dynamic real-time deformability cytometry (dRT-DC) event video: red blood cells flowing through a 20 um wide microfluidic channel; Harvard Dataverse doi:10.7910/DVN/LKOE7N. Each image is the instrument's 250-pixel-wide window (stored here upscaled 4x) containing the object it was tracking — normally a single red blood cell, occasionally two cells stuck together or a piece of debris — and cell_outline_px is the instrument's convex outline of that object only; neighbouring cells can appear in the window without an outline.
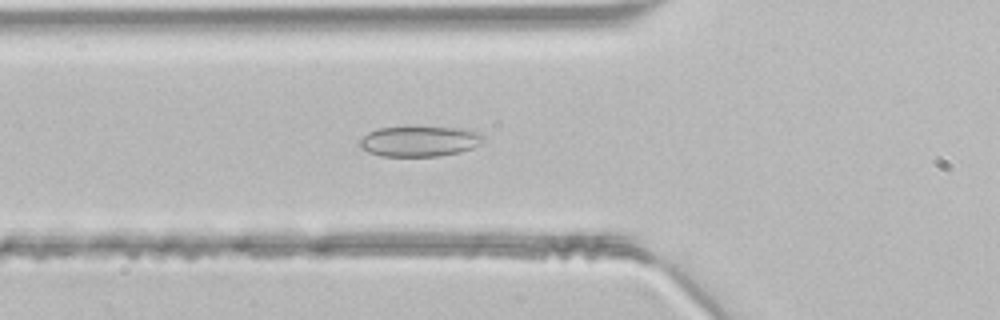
{"species": "common noctule bat (a hibernating species)", "species_latin": "Nyctalus noctula", "temperature_condition": "room temperature", "stored_images_in_passage": 34, "camera_frame_rate_fps": 3000, "um_per_image_px": 0.085, "animal": {"sex": "male", "body_mass_g": 21.5, "forearm_length_mm": 52.0}, "frame": {"image": 1, "passage_image": 7, "time_ms": 2.0, "image_size_px": [1000, 320], "cell_outline_px": [[484, 140], [480, 144], [472, 148], [460, 152], [440, 156], [380, 156], [368, 152], [360, 148], [356, 144], [368, 132], [380, 128], [456, 128], [480, 132], [484, 136]], "centroid_in_image_um": [35.64, 12.03], "position_along_channel_um": 90.2, "area_um2": 21.73}}
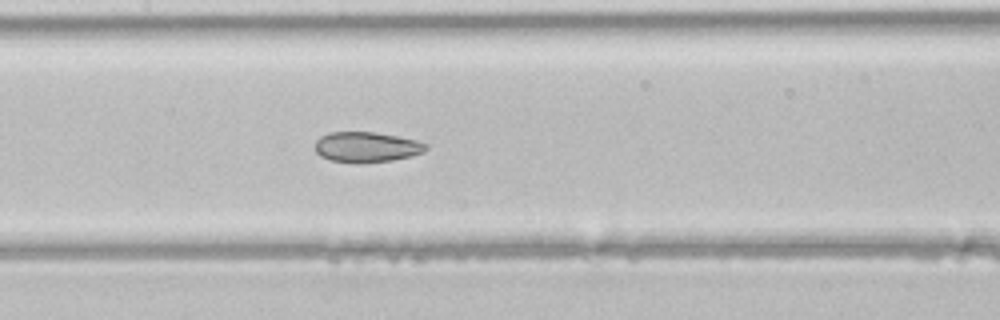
{"frame": {"image": 2, "passage_image": 13, "time_ms": 4.0, "image_size_px": [1000, 320], "cell_outline_px": [[428, 148], [424, 152], [412, 156], [392, 160], [364, 164], [356, 164], [332, 160], [320, 156], [316, 152], [316, 140], [320, 136], [328, 132], [372, 132], [396, 136], [416, 140], [428, 144]], "centroid_in_image_um": [31.16, 12.51], "position_along_channel_um": 176.2, "area_um2": 19.83}}
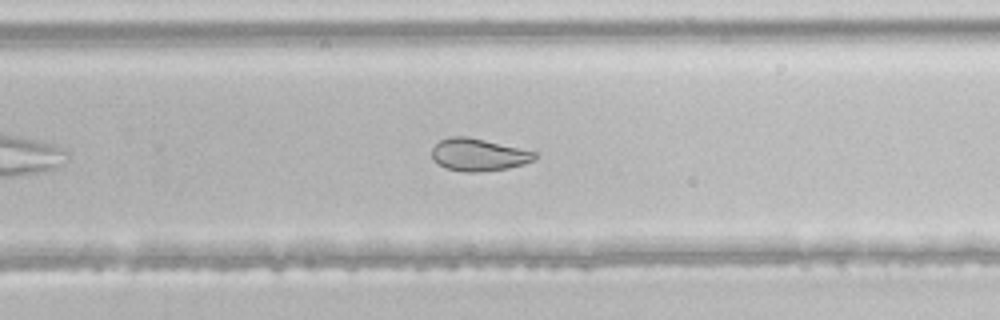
{"frame": {"image": 3, "passage_image": 21, "time_ms": 6.667, "image_size_px": [1000, 320], "cell_outline_px": [[536, 160], [524, 164], [508, 168], [480, 172], [464, 172], [444, 168], [432, 160], [432, 148], [440, 140], [452, 136], [468, 136], [536, 152]], "centroid_in_image_um": [40.65, 13.16], "position_along_channel_um": 289.1, "area_um2": 19.54}}